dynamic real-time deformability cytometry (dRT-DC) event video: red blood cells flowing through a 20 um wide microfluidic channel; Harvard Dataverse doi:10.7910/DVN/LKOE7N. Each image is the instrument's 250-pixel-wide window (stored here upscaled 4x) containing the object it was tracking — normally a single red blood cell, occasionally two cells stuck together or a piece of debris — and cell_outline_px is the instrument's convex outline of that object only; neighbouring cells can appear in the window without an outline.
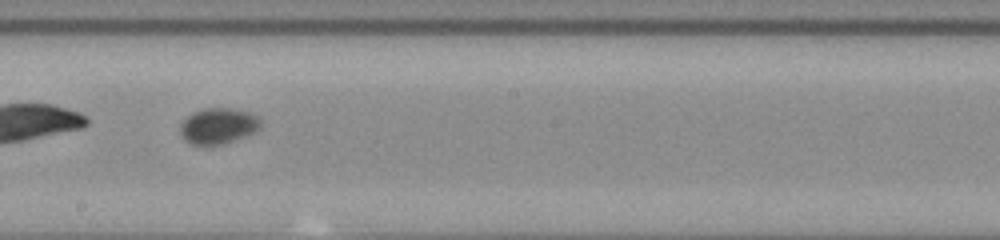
{"species": "common noctule bat (a hibernating species)", "species_latin": "Nyctalus noctula", "temperature_condition": "room temperature", "stored_images_in_passage": 55, "camera_frame_rate_fps": 3000, "um_per_image_px": 0.085, "animal": {"sex": "male", "body_mass_g": 20.0, "forearm_length_mm": 53.3}, "frame": {"image": 1, "passage_image": 33, "time_ms": 10.667, "image_size_px": [1000, 240], "cell_outline_px": [[260, 128], [244, 136], [224, 144], [204, 148], [192, 144], [184, 140], [180, 136], [180, 124], [192, 112], [204, 108], [232, 108], [248, 112], [260, 116]], "centroid_in_image_um": [18.5, 10.73], "position_along_channel_um": 229.7, "area_um2": 17.22}}
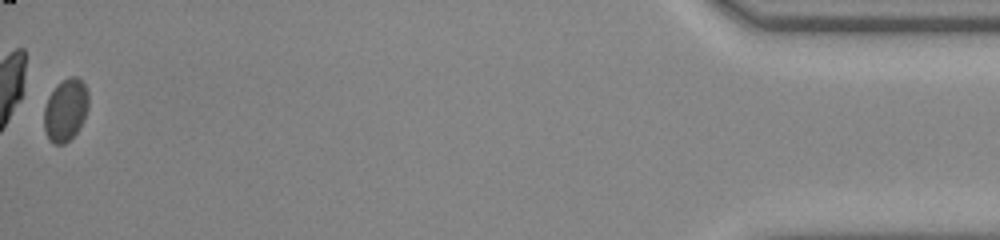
{"frame": {"image": 2, "passage_image": 55, "time_ms": 18.0, "image_size_px": [1000, 240], "cell_outline_px": [[88, 108], [76, 132], [64, 144], [56, 144], [48, 140], [44, 128], [44, 108], [48, 96], [68, 76], [76, 76], [84, 84], [88, 92]], "centroid_in_image_um": [5.56, 9.35], "position_along_channel_um": 429.6, "area_um2": 15.84}, "authors_computed_cell_mechanics": {"area_um2": 16.7042, "velocity_mm_per_s": 3.8437, "shape_relaxation_time_tau1_ms": 2.9641, "shape_relaxation_time_tau2_ms": null, "deformation_change_tau1": 0.0483, "deformation_change_tau2": null}}